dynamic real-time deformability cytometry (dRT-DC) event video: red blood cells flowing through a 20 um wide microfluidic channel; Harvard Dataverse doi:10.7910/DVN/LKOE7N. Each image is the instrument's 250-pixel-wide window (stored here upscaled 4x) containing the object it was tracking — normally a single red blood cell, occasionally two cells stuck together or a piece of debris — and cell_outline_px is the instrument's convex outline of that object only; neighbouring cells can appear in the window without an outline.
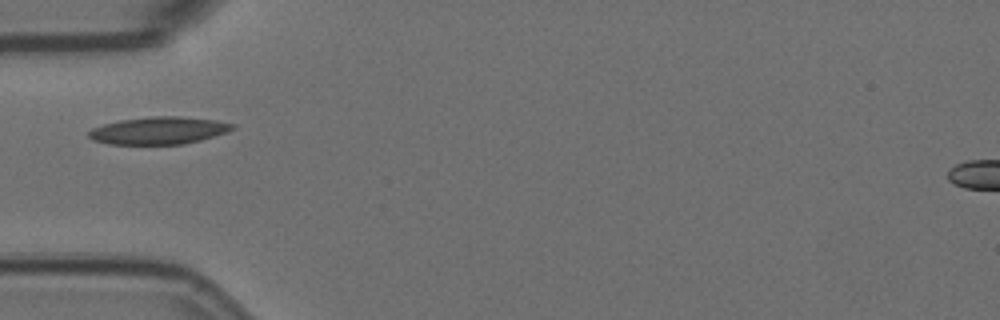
{"species": "Egyptian fruit bat (a non-hibernating species)", "species_latin": "Rousettus aegyptiacus", "temperature_condition": "room temperature", "stored_images_in_passage": 2, "camera_frame_rate_fps": 3000, "um_per_image_px": 0.085, "animal": {"sex": "female"}, "frame": {"image": 1, "passage_image": 1, "time_ms": 0.0, "image_size_px": [1000, 320], "cell_outline_px": [[236, 128], [228, 132], [200, 140], [184, 144], [108, 144], [92, 140], [88, 136], [88, 132], [92, 128], [104, 124], [120, 120], [148, 116], [180, 116], [216, 120], [236, 124]], "centroid_in_image_um": [13.51, 11.09], "position_along_channel_um": 71.5, "area_um2": 23.12}}
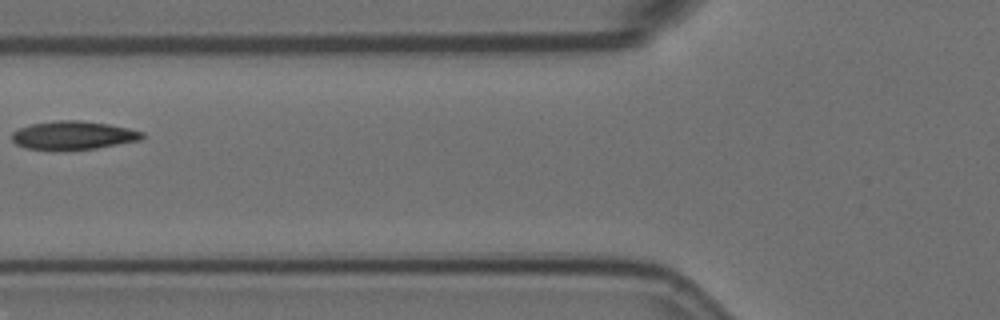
{"frame": {"image": 2, "passage_image": 2, "time_ms": 0.333, "image_size_px": [1000, 320], "cell_outline_px": [[144, 136], [140, 140], [96, 148], [28, 148], [16, 144], [12, 140], [12, 132], [20, 128], [32, 124], [56, 120], [80, 120], [108, 124], [128, 128], [144, 132]], "centroid_in_image_um": [6.25, 11.47], "position_along_channel_um": 119.5, "area_um2": 20.92}}